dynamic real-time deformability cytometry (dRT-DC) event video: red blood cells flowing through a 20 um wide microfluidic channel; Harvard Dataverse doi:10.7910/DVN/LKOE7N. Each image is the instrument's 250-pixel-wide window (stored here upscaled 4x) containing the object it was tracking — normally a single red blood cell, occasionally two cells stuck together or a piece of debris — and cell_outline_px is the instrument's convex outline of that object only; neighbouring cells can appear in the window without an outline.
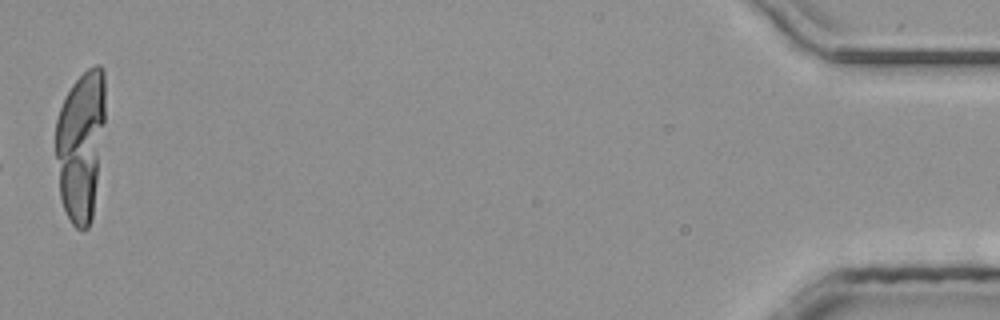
{"species": "common noctule bat (a hibernating species)", "species_latin": "Nyctalus noctula", "temperature_condition": "room temperature", "stored_images_in_passage": 43, "camera_frame_rate_fps": 3000, "um_per_image_px": 0.085, "animal": {"sex": "male", "body_mass_g": 20.4}, "frame": {"image": 1, "passage_image": 43, "time_ms": 14.0, "image_size_px": [1000, 320], "cell_outline_px": [[104, 124], [92, 216], [88, 228], [84, 232], [80, 232], [72, 224], [64, 208], [60, 196], [56, 156], [56, 120], [64, 96], [72, 84], [88, 68], [96, 64], [100, 64], [104, 72]], "centroid_in_image_um": [6.85, 12.32], "position_along_channel_um": 428.4, "area_um2": 43.23}}